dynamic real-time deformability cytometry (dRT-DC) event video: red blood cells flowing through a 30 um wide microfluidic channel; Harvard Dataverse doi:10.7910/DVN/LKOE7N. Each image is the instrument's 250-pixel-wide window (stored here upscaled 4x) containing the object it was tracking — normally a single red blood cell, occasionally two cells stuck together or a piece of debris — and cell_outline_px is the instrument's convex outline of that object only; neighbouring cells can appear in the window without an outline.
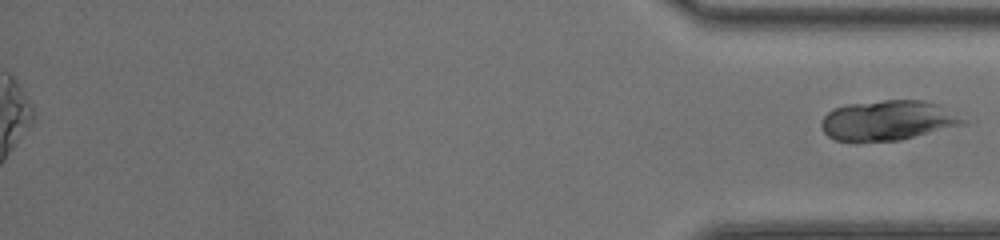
{"species": "common noctule bat (a hibernating species)", "species_latin": "Nyctalus noctula", "temperature_condition": "room temperature", "stored_images_in_passage": 53, "segment_of_instrument_passage": [2, 2], "camera_frame_rate_fps": 3000, "um_per_image_px": 0.085, "animal": {"sex": "female", "body_mass_g": 20.0, "forearm_length_mm": 54.0}, "frame": {"image": 1, "passage_image": 53, "time_ms": 17.333, "image_size_px": [1000, 240], "cell_outline_px": [[968, 120], [964, 124], [900, 140], [836, 140], [828, 136], [820, 128], [820, 124], [824, 116], [832, 108], [848, 104], [884, 100], [924, 100], [940, 104]], "centroid_in_image_um": [75.48, 10.21], "position_along_channel_um": 359.7, "area_um2": 32.83}}